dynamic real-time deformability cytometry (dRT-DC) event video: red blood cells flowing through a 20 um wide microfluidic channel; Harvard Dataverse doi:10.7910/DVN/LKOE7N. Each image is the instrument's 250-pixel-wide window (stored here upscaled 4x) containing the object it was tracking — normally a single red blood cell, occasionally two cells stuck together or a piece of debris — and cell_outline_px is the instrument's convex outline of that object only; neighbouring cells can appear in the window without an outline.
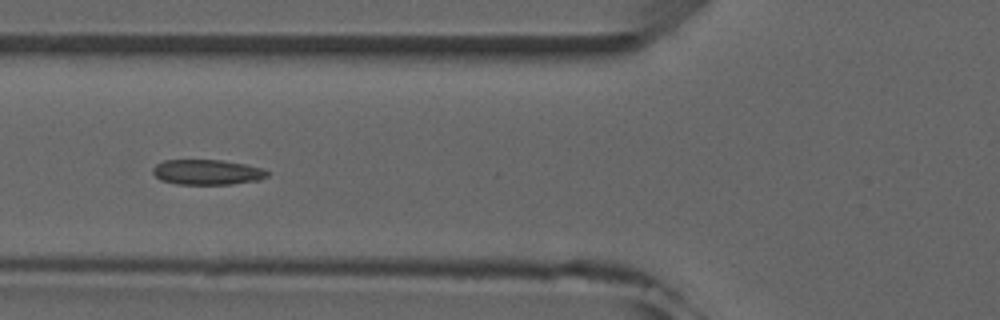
{"species": "common noctule bat (a hibernating species)", "species_latin": "Nyctalus noctula", "temperature_condition": "room temperature", "stored_images_in_passage": 6, "camera_frame_rate_fps": 3000, "um_per_image_px": 0.085, "animal": {"sex": "male", "forearm_length_mm": 52.5}, "frame": {"image": 1, "passage_image": 6, "time_ms": 5.667, "image_size_px": [1000, 320], "cell_outline_px": [[268, 176], [260, 180], [232, 184], [176, 184], [160, 180], [152, 172], [152, 168], [156, 164], [164, 160], [220, 160], [244, 164], [264, 168], [268, 172]], "centroid_in_image_um": [17.61, 14.63], "position_along_channel_um": 108.2, "area_um2": 16.88}}